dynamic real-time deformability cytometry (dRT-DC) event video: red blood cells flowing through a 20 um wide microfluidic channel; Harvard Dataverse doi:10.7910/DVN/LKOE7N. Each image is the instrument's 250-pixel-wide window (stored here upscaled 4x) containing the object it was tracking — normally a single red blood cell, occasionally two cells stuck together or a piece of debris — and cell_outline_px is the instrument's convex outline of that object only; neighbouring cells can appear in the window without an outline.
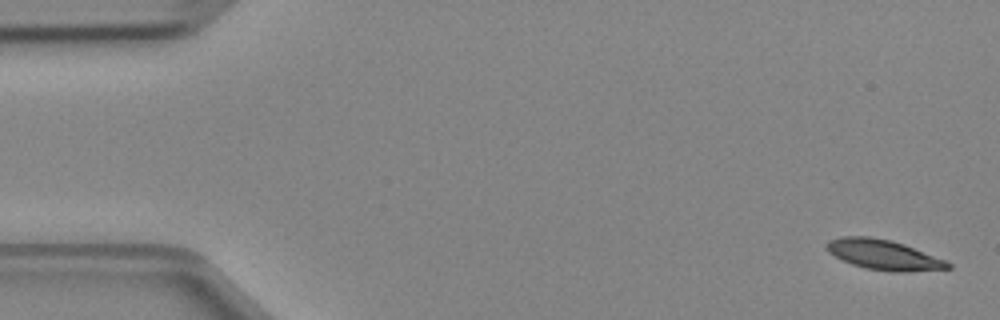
{"species": "Egyptian fruit bat (a non-hibernating species)", "species_latin": "Rousettus aegyptiacus", "temperature_condition": "cold", "stored_images_in_passage": 4, "camera_frame_rate_fps": 3000, "um_per_image_px": 0.085, "animal": {"sex": "female"}, "frame": {"image": 1, "passage_image": 1, "time_ms": 0.0, "image_size_px": [1000, 320], "cell_outline_px": [[952, 268], [908, 272], [892, 272], [864, 268], [852, 264], [828, 252], [824, 248], [824, 244], [828, 240], [840, 236], [868, 236], [892, 240], [904, 244], [944, 260], [952, 264]], "centroid_in_image_um": [75.06, 21.65], "position_along_channel_um": 9.9, "area_um2": 21.33}}
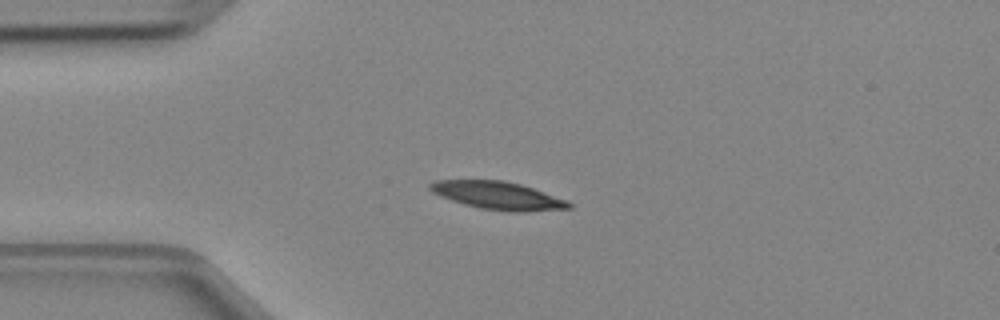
{"frame": {"image": 2, "passage_image": 3, "time_ms": 0.667, "image_size_px": [1000, 320], "cell_outline_px": [[572, 208], [528, 212], [508, 212], [480, 208], [464, 204], [440, 196], [432, 192], [428, 188], [428, 184], [436, 180], [504, 180], [520, 184], [568, 200], [572, 204]], "centroid_in_image_um": [42.34, 16.63], "position_along_channel_um": 42.7, "area_um2": 22.66}}